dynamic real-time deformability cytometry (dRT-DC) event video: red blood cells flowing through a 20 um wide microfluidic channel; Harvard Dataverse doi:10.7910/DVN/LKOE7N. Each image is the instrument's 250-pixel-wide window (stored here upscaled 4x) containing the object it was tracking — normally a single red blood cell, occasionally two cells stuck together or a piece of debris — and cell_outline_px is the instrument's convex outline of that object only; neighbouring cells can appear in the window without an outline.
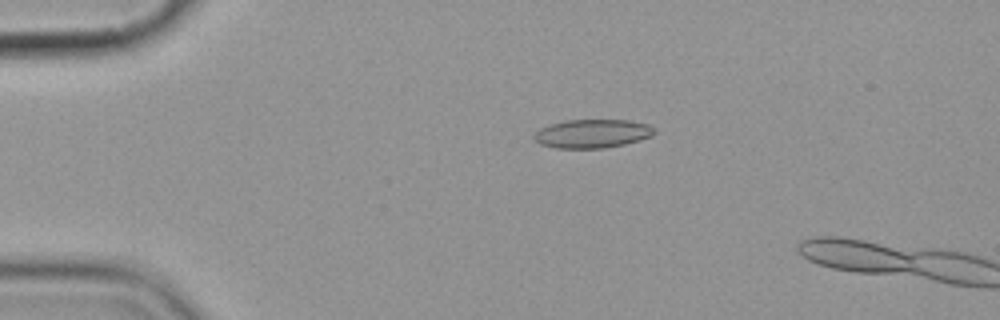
{"species": "common noctule bat (a hibernating species)", "species_latin": "Nyctalus noctula", "temperature_condition": "cold", "stored_images_in_passage": 3, "camera_frame_rate_fps": 3000, "um_per_image_px": 0.085, "animal": {"sex": "female", "body_mass_g": 19.9}, "frame": {"image": 1, "passage_image": 2, "time_ms": 1.0, "image_size_px": [1000, 320], "cell_outline_px": [[656, 132], [652, 136], [640, 140], [624, 144], [604, 148], [556, 148], [540, 144], [532, 136], [540, 128], [564, 120], [628, 120], [648, 124], [656, 128]], "centroid_in_image_um": [50.38, 11.35], "position_along_channel_um": 34.6, "area_um2": 20.11}}